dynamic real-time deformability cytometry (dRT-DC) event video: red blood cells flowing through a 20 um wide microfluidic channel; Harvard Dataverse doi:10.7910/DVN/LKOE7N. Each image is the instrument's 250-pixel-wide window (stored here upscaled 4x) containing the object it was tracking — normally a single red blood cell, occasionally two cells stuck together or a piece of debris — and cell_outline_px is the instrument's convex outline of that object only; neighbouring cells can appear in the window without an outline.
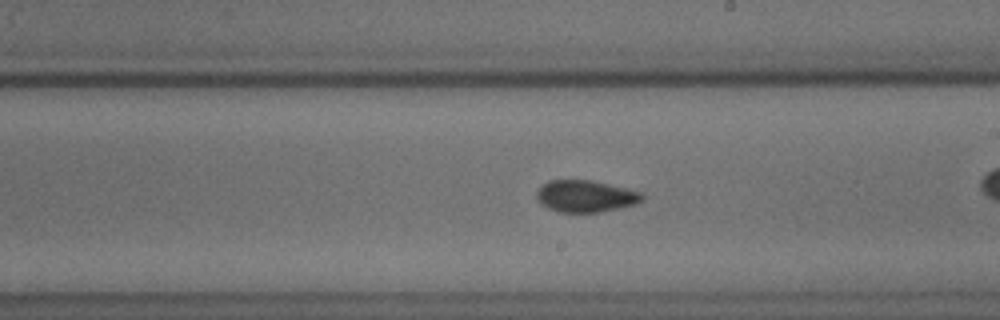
{"species": "common noctule bat (a hibernating species)", "species_latin": "Nyctalus noctula", "temperature_condition": "cold", "stored_images_in_passage": 45, "camera_frame_rate_fps": 3000, "um_per_image_px": 0.085, "animal": {"sex": "male", "body_mass_g": 18.8}, "frame": {"image": 1, "passage_image": 32, "time_ms": 10.333, "image_size_px": [1000, 320], "cell_outline_px": [[644, 200], [636, 204], [620, 208], [600, 212], [560, 212], [548, 208], [540, 204], [536, 200], [536, 192], [548, 180], [592, 180], [644, 192]], "centroid_in_image_um": [49.8, 16.68], "position_along_channel_um": 239.2, "area_um2": 19.83}}
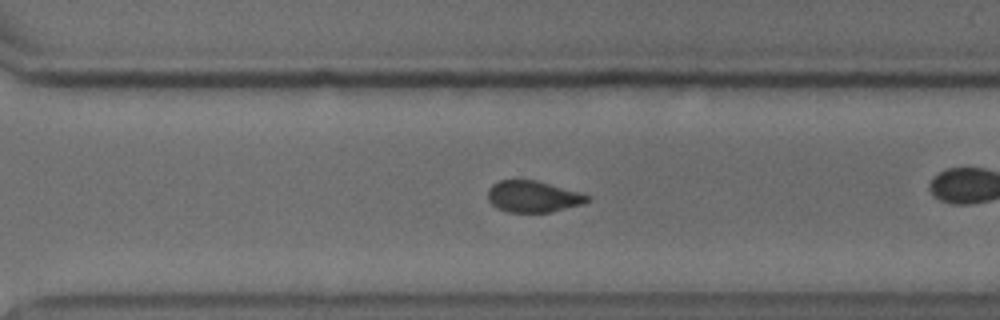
{"frame": {"image": 2, "passage_image": 39, "time_ms": 12.667, "image_size_px": [1000, 320], "cell_outline_px": [[588, 200], [584, 204], [552, 212], [508, 212], [496, 208], [488, 200], [488, 188], [492, 184], [500, 180], [536, 180], [584, 192], [588, 196]], "centroid_in_image_um": [45.33, 16.7], "position_along_channel_um": 325.3, "area_um2": 18.5}}